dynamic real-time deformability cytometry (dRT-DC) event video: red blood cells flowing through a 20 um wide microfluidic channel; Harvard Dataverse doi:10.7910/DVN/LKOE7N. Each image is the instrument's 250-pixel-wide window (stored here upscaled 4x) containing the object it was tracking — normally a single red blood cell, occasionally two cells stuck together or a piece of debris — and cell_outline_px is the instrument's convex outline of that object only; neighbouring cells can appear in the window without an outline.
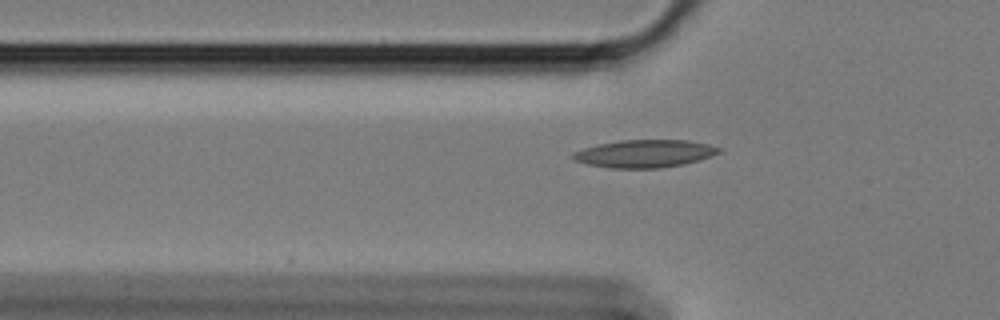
{"species": "Egyptian fruit bat (a non-hibernating species)", "species_latin": "Rousettus aegyptiacus", "temperature_condition": "cold", "stored_images_in_passage": 35, "camera_frame_rate_fps": 3000, "um_per_image_px": 0.085, "animal": {"sex": "female"}, "frame": {"image": 1, "passage_image": 3, "time_ms": 0.667, "image_size_px": [1000, 320], "cell_outline_px": [[724, 148], [720, 152], [712, 156], [700, 160], [684, 164], [660, 168], [612, 168], [588, 164], [572, 160], [568, 156], [572, 152], [584, 148], [600, 144], [620, 140], [688, 140], [708, 144]], "centroid_in_image_um": [54.8, 13.06], "position_along_channel_um": 71.0, "area_um2": 23.76}}
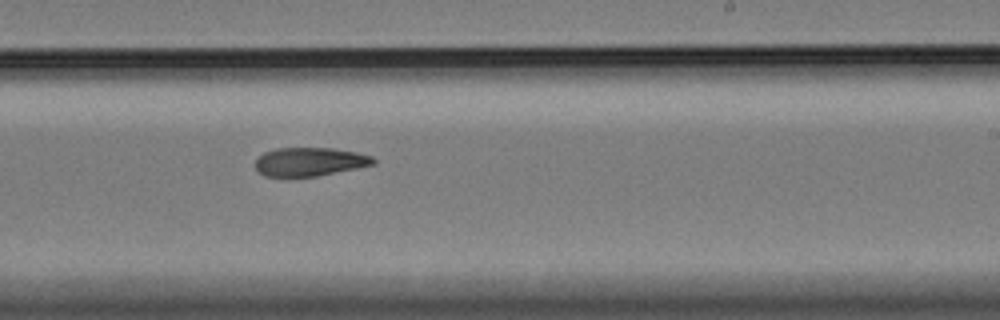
{"frame": {"image": 2, "passage_image": 20, "time_ms": 6.333, "image_size_px": [1000, 320], "cell_outline_px": [[376, 164], [316, 176], [264, 176], [256, 168], [256, 160], [264, 152], [276, 148], [332, 148], [356, 152], [372, 156], [376, 160]], "centroid_in_image_um": [26.34, 13.74], "position_along_channel_um": 262.7, "area_um2": 19.48}}
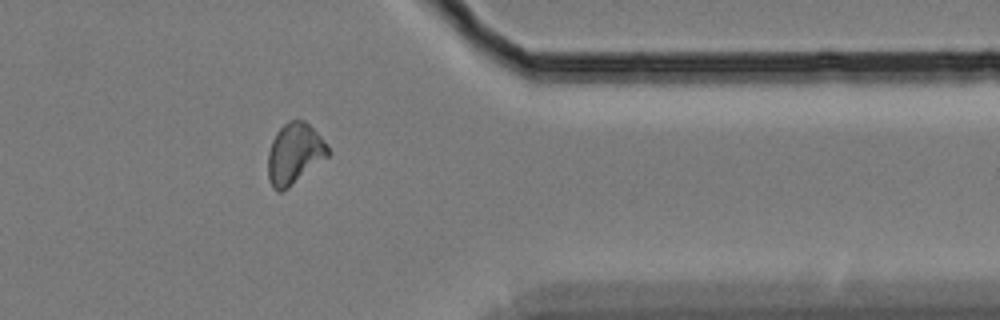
{"frame": {"image": 3, "passage_image": 32, "time_ms": 10.333, "image_size_px": [1000, 320], "cell_outline_px": [[332, 152], [328, 156], [288, 188], [280, 192], [276, 192], [272, 188], [268, 176], [268, 152], [272, 140], [276, 132], [288, 120], [304, 120], [328, 144]], "centroid_in_image_um": [25.03, 13.07], "position_along_channel_um": 386.4, "area_um2": 21.33}}